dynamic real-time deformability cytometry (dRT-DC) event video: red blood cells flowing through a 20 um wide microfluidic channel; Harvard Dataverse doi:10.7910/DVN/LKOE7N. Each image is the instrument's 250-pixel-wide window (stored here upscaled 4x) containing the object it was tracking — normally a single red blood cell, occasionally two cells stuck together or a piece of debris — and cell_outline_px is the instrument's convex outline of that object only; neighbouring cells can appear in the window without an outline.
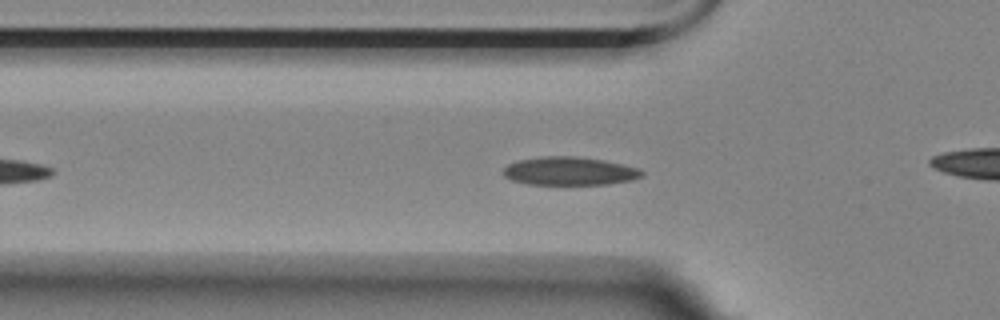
{"species": "Egyptian fruit bat (a non-hibernating species)", "species_latin": "Rousettus aegyptiacus", "temperature_condition": "room temperature", "stored_images_in_passage": 42, "camera_frame_rate_fps": 3000, "um_per_image_px": 0.085, "animal": {"sex": "female"}, "frame": {"image": 1, "passage_image": 3, "time_ms": 0.667, "image_size_px": [1000, 320], "cell_outline_px": [[644, 176], [632, 180], [608, 184], [528, 184], [512, 180], [504, 176], [500, 172], [508, 164], [516, 160], [544, 156], [576, 156], [604, 160], [636, 168], [644, 172]], "centroid_in_image_um": [48.37, 14.54], "position_along_channel_um": 77.4, "area_um2": 22.89}}
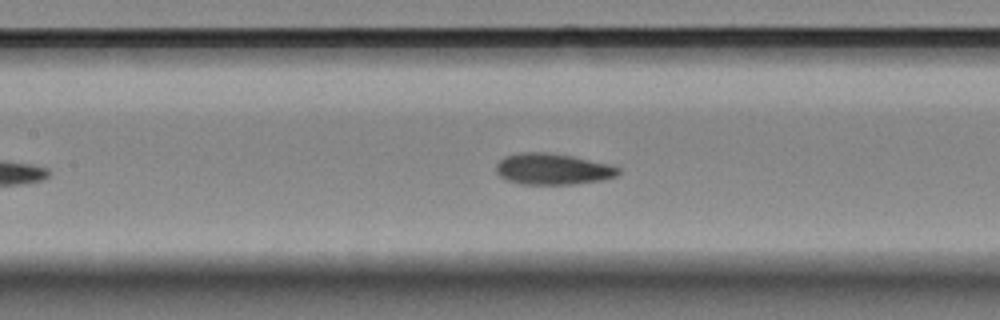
{"frame": {"image": 2, "passage_image": 10, "time_ms": 3.0, "image_size_px": [1000, 320], "cell_outline_px": [[620, 172], [616, 176], [604, 180], [572, 184], [520, 184], [508, 180], [500, 176], [496, 172], [496, 164], [504, 156], [524, 152], [544, 152], [572, 156], [608, 164], [620, 168]], "centroid_in_image_um": [46.97, 14.37], "position_along_channel_um": 160.4, "area_um2": 22.14}}
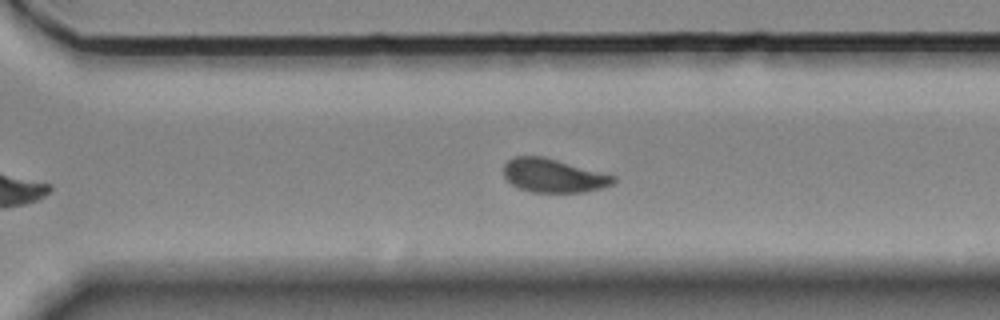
{"frame": {"image": 3, "passage_image": 24, "time_ms": 7.667, "image_size_px": [1000, 320], "cell_outline_px": [[616, 180], [612, 184], [600, 188], [584, 192], [532, 192], [520, 188], [512, 184], [504, 176], [504, 164], [512, 156], [544, 156], [616, 176]], "centroid_in_image_um": [47.03, 14.91], "position_along_channel_um": 323.6, "area_um2": 21.44}, "authors_computed_cell_mechanics": {"area_um2": 21.964, "velocity_mm_per_s": 3.5067, "shape_relaxation_time_tau1_ms": 4.2064, "shape_relaxation_time_tau2_ms": 1.234, "deformation_change_tau1": 0.13, "deformation_change_tau2": 0.0386}}